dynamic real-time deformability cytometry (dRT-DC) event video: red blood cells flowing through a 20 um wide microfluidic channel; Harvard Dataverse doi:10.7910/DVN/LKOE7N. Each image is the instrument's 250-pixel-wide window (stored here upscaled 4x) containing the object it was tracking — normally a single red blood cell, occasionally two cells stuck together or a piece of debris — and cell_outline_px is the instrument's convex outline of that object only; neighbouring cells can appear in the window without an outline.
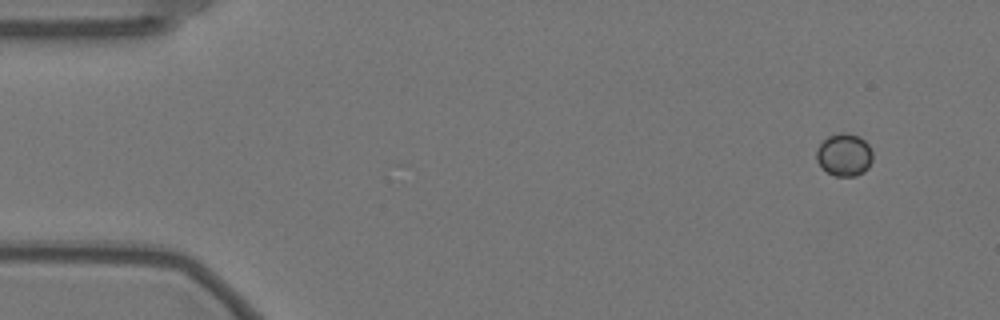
{"species": "Egyptian fruit bat (a non-hibernating species)", "species_latin": "Rousettus aegyptiacus", "temperature_condition": "warm", "stored_images_in_passage": 14, "camera_frame_rate_fps": 3000, "um_per_image_px": 0.085, "animal": {"sex": "female"}, "frame": {"image": 1, "passage_image": 1, "time_ms": 0.0, "image_size_px": [1000, 320], "cell_outline_px": [[872, 160], [868, 168], [864, 172], [856, 176], [836, 176], [828, 172], [816, 160], [816, 148], [828, 136], [840, 132], [844, 132], [860, 136], [868, 144], [872, 152]], "centroid_in_image_um": [71.77, 13.15], "position_along_channel_um": 13.2, "area_um2": 13.99}}
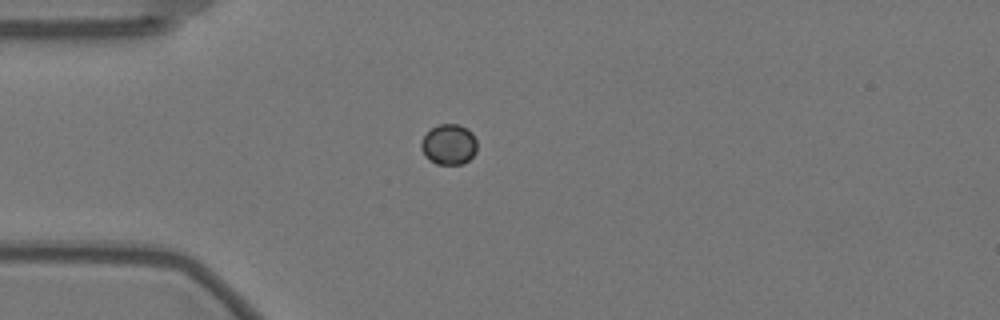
{"frame": {"image": 2, "passage_image": 12, "time_ms": 3.667, "image_size_px": [1000, 320], "cell_outline_px": [[476, 152], [464, 164], [436, 164], [428, 160], [424, 156], [420, 148], [420, 140], [432, 128], [440, 124], [460, 124], [468, 128], [472, 132], [476, 140]], "centroid_in_image_um": [38.14, 12.28], "position_along_channel_um": 46.9, "area_um2": 13.41}}